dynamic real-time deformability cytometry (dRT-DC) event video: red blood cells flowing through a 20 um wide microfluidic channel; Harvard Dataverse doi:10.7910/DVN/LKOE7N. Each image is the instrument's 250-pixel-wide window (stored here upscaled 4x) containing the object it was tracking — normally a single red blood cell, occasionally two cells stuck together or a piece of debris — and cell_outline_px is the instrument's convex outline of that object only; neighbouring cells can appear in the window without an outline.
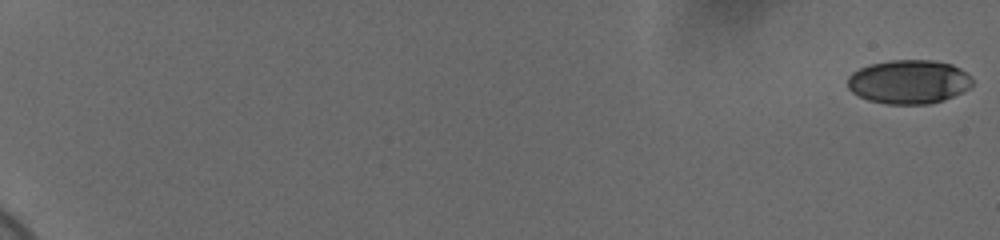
{"species": "human", "species_latin": "Homo sapiens", "temperature_condition": "cold", "stored_images_in_passage": 59, "camera_frame_rate_fps": 3000, "um_per_image_px": 0.085, "donor": {"sex": "female"}, "frame": {"image": 1, "passage_image": 1, "time_ms": 0.0, "image_size_px": [1000, 240], "cell_outline_px": [[972, 84], [968, 88], [944, 100], [928, 104], [884, 104], [868, 100], [852, 92], [848, 88], [848, 76], [852, 72], [868, 64], [888, 60], [932, 60], [952, 64], [960, 68], [972, 76]], "centroid_in_image_um": [77.23, 6.94], "position_along_channel_um": 7.8, "area_um2": 32.08}}
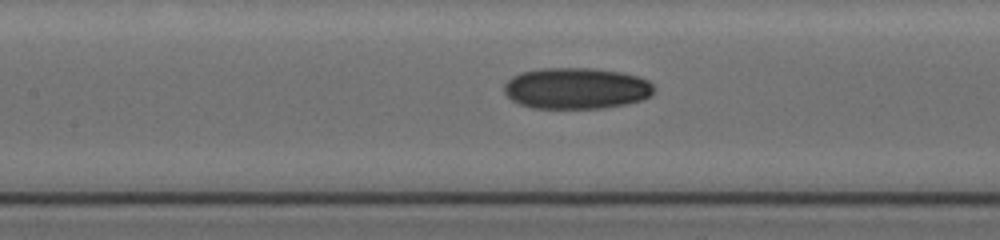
{"frame": {"image": 2, "passage_image": 32, "time_ms": 10.333, "image_size_px": [1000, 240], "cell_outline_px": [[656, 88], [652, 96], [644, 100], [624, 104], [600, 108], [532, 108], [520, 104], [512, 100], [504, 92], [504, 84], [512, 76], [520, 72], [540, 68], [592, 68], [624, 72], [640, 76], [648, 80]], "centroid_in_image_um": [49.02, 7.5], "position_along_channel_um": 158.4, "area_um2": 36.47}}
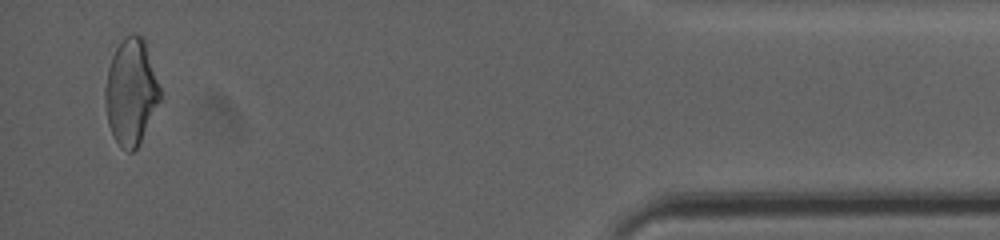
{"frame": {"image": 3, "passage_image": 58, "time_ms": 19.0, "image_size_px": [1000, 240], "cell_outline_px": [[160, 100], [136, 148], [132, 152], [128, 152], [116, 140], [108, 124], [104, 104], [104, 92], [108, 68], [112, 56], [116, 48], [132, 32], [140, 36], [144, 40], [160, 88]], "centroid_in_image_um": [11.11, 7.81], "position_along_channel_um": 424.1, "area_um2": 33.12}, "authors_computed_cell_mechanics": {"area_um2": 33.6974, "velocity_mm_per_s": 3.7079, "shape_relaxation_time_tau1_ms": null, "shape_relaxation_time_tau2_ms": 4.4282, "deformation_change_tau1": null, "deformation_change_tau2": 0.0961}}